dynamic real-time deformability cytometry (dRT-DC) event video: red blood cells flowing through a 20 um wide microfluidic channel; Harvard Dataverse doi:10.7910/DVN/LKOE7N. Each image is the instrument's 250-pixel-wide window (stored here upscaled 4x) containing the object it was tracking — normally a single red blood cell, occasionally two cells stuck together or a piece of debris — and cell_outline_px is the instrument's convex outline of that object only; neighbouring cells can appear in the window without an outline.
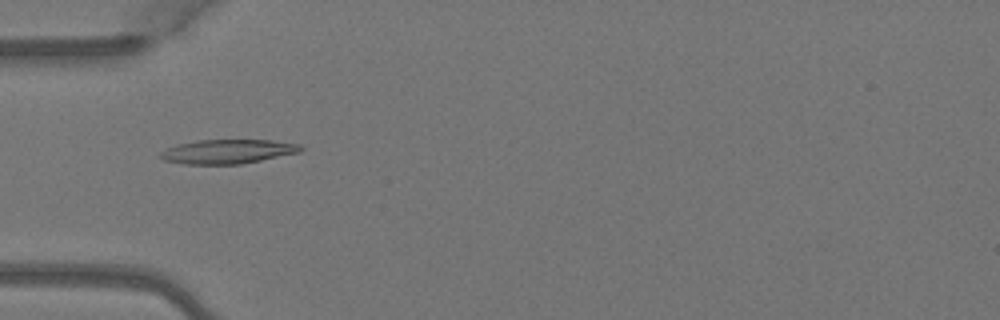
{"species": "Egyptian fruit bat (a non-hibernating species)", "species_latin": "Rousettus aegyptiacus", "temperature_condition": "warm", "stored_images_in_passage": 5, "camera_frame_rate_fps": 3000, "um_per_image_px": 0.085, "animal": {"sex": "female"}, "frame": {"image": 1, "passage_image": 4, "time_ms": 1.0, "image_size_px": [1000, 320], "cell_outline_px": [[304, 148], [300, 152], [240, 164], [184, 164], [164, 160], [156, 156], [160, 152], [176, 144], [196, 140], [272, 140], [300, 144]], "centroid_in_image_um": [19.32, 12.87], "position_along_channel_um": 65.7, "area_um2": 19.83}}
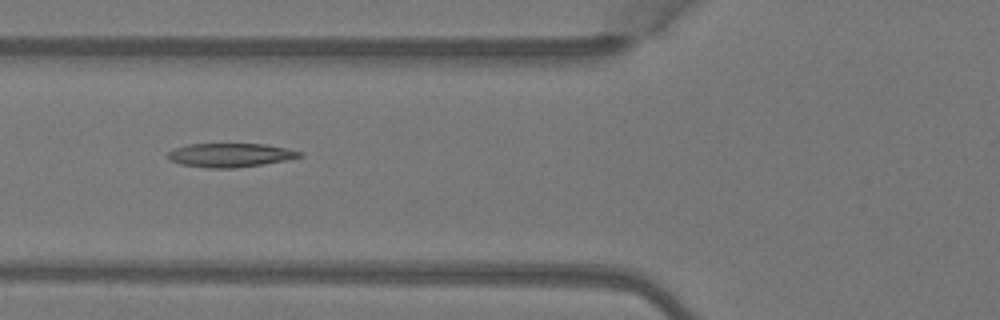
{"frame": {"image": 2, "passage_image": 5, "time_ms": 1.333, "image_size_px": [1000, 320], "cell_outline_px": [[304, 156], [288, 160], [232, 168], [208, 168], [180, 164], [168, 160], [168, 152], [176, 148], [188, 144], [264, 144], [288, 148], [300, 152]], "centroid_in_image_um": [19.57, 13.18], "position_along_channel_um": 106.2, "area_um2": 18.21}}